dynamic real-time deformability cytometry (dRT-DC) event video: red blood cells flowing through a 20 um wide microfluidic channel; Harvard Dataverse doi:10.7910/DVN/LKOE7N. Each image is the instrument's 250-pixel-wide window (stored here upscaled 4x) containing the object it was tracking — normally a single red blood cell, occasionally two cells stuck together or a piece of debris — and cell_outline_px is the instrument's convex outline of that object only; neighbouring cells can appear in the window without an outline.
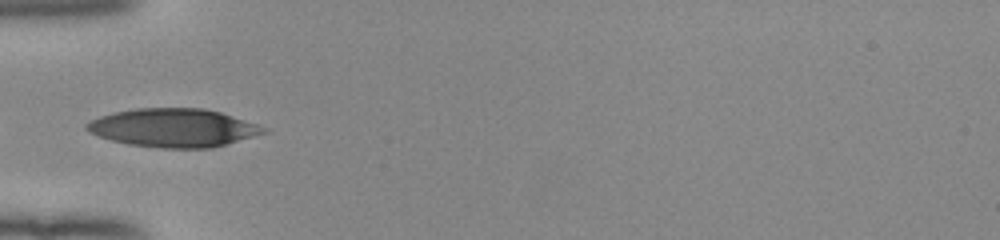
{"species": "human", "species_latin": "Homo sapiens", "temperature_condition": "room temperature", "stored_images_in_passage": 35, "camera_frame_rate_fps": 3000, "um_per_image_px": 0.085, "donor": {"sex": "female"}, "frame": {"image": 1, "passage_image": 1, "time_ms": 0.0, "image_size_px": [1000, 240], "cell_outline_px": [[268, 132], [212, 148], [160, 148], [128, 144], [112, 140], [88, 132], [84, 128], [84, 124], [100, 116], [112, 112], [136, 108], [204, 108], [220, 112], [268, 128]], "centroid_in_image_um": [14.72, 10.86], "position_along_channel_um": 70.3, "area_um2": 39.54}}
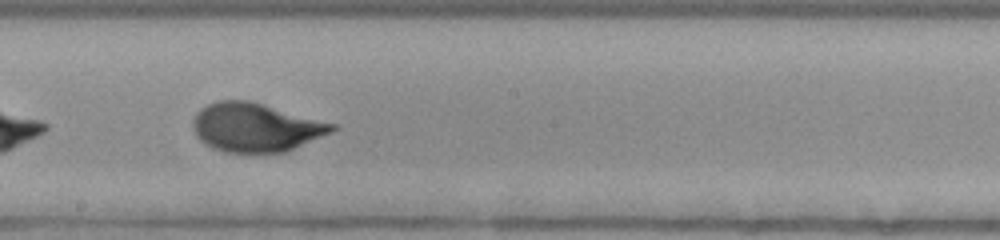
{"frame": {"image": 2, "passage_image": 13, "time_ms": 4.0, "image_size_px": [1000, 240], "cell_outline_px": [[336, 128], [332, 132], [284, 152], [224, 152], [212, 148], [204, 144], [196, 136], [192, 124], [192, 120], [196, 112], [200, 108], [216, 100], [248, 100], [264, 104], [336, 124]], "centroid_in_image_um": [21.68, 10.81], "position_along_channel_um": 226.5, "area_um2": 39.42}}
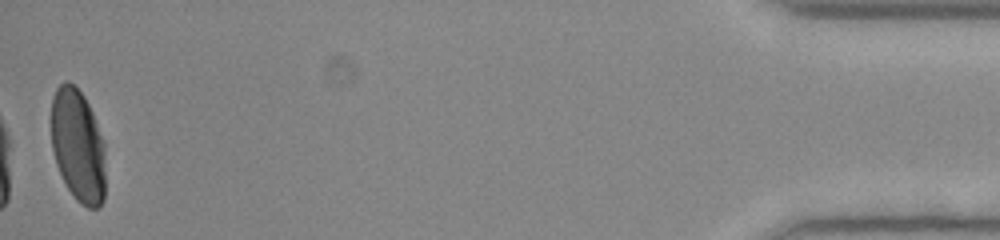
{"frame": {"image": 3, "passage_image": 35, "time_ms": 11.333, "image_size_px": [1000, 240], "cell_outline_px": [[104, 200], [100, 208], [88, 208], [80, 204], [76, 200], [68, 188], [56, 164], [52, 148], [52, 96], [56, 88], [64, 80], [68, 80], [84, 96], [92, 112], [104, 144]], "centroid_in_image_um": [6.62, 12.39], "position_along_channel_um": 428.6, "area_um2": 35.55}, "authors_computed_cell_mechanics": {"area_um2": 38.8994, "velocity_mm_per_s": 3.9078, "shape_relaxation_time_tau1_ms": 3.2438, "shape_relaxation_time_tau2_ms": null, "deformation_change_tau1": 0.1719, "deformation_change_tau2": null}}